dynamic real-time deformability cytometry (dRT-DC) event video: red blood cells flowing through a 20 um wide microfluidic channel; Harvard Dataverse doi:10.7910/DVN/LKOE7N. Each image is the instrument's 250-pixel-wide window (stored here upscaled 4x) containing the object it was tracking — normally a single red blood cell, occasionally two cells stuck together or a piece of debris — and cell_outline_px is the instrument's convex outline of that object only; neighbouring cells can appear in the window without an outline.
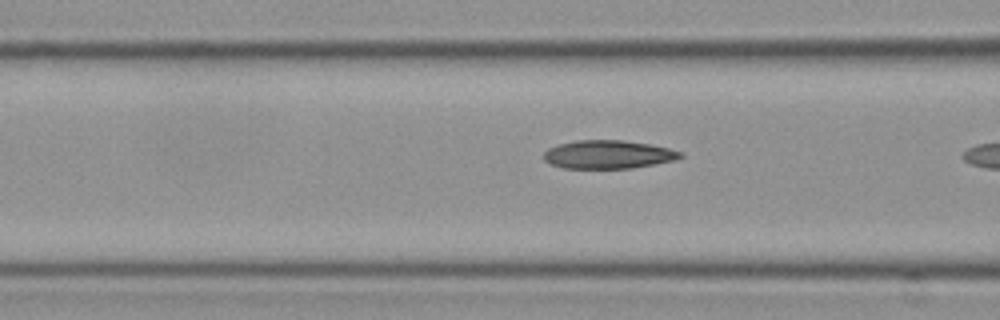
{"species": "Egyptian fruit bat (a non-hibernating species)", "species_latin": "Rousettus aegyptiacus", "temperature_condition": "cold", "stored_images_in_passage": 19, "camera_frame_rate_fps": 3000, "um_per_image_px": 0.085, "frame": {"image": 1, "passage_image": 18, "time_ms": 5.667, "image_size_px": [1000, 320], "cell_outline_px": [[684, 156], [676, 160], [632, 168], [564, 168], [548, 164], [544, 160], [544, 152], [548, 148], [556, 144], [576, 140], [624, 140], [652, 144], [684, 152]], "centroid_in_image_um": [51.7, 13.12], "position_along_channel_um": 114.9, "area_um2": 22.89}}